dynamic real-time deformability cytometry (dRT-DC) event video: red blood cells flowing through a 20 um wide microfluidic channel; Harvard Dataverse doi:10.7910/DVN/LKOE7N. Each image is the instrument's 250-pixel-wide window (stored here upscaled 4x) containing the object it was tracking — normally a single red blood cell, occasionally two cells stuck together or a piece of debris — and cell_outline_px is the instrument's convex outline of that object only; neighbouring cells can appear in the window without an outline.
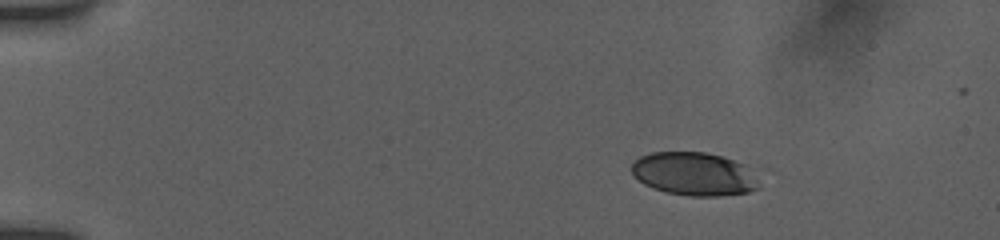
{"species": "human", "species_latin": "Homo sapiens", "temperature_condition": "room temperature", "stored_images_in_passage": 19, "camera_frame_rate_fps": 3000, "um_per_image_px": 0.085, "donor": {"sex": "female"}, "frame": {"image": 1, "passage_image": 4, "time_ms": 2.667, "image_size_px": [1000, 240], "cell_outline_px": [[760, 188], [748, 192], [720, 196], [692, 196], [668, 192], [652, 188], [644, 184], [632, 172], [632, 164], [640, 156], [652, 152], [704, 152], [720, 156], [744, 164]], "centroid_in_image_um": [58.96, 14.78], "position_along_channel_um": 26.0, "area_um2": 31.56}}
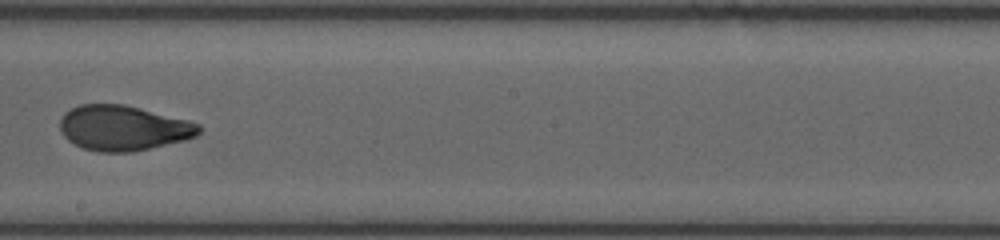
{"frame": {"image": 2, "passage_image": 12, "time_ms": 10.667, "image_size_px": [1000, 240], "cell_outline_px": [[204, 128], [196, 136], [184, 140], [132, 152], [100, 152], [84, 148], [68, 140], [60, 132], [60, 116], [64, 112], [80, 104], [124, 104], [188, 120], [200, 124]], "centroid_in_image_um": [10.47, 10.87], "position_along_channel_um": 237.7, "area_um2": 36.59}}
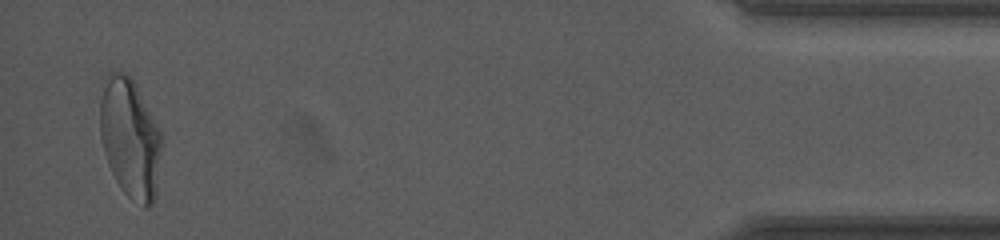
{"frame": {"image": 3, "passage_image": 19, "time_ms": 17.333, "image_size_px": [1000, 240], "cell_outline_px": [[160, 152], [156, 196], [152, 204], [148, 208], [144, 208], [128, 196], [120, 188], [108, 164], [104, 152], [100, 136], [100, 84], [108, 72], [124, 72], [136, 84], [160, 132]], "centroid_in_image_um": [11.01, 11.73], "position_along_channel_um": 424.2, "area_um2": 42.89}, "authors_computed_cell_mechanics": {"area_um2": 36.2984, "velocity_mm_per_s": 3.868, "shape_relaxation_time_tau1_ms": 3.6929, "shape_relaxation_time_tau2_ms": 1.0927, "deformation_change_tau1": 0.167, "deformation_change_tau2": 0.0503}}